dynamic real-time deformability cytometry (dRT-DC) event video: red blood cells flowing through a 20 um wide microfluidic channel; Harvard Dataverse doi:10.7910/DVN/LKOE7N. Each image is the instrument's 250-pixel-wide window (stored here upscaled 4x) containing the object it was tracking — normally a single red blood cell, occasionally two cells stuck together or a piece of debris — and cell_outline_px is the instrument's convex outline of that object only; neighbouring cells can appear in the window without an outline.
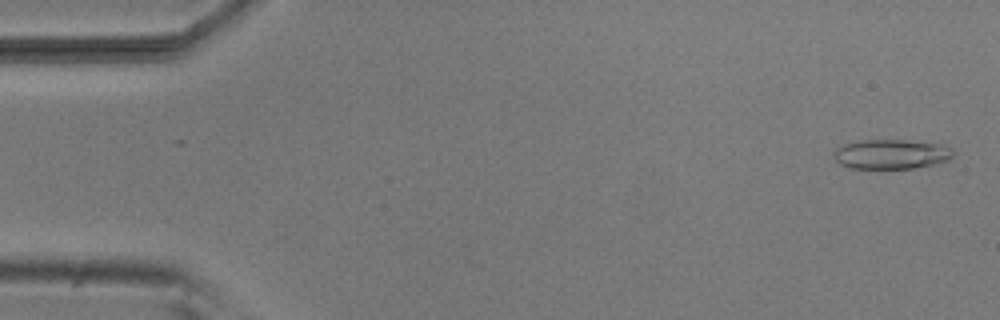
{"species": "common noctule bat (a hibernating species)", "species_latin": "Nyctalus noctula", "temperature_condition": "room temperature", "stored_images_in_passage": 10, "camera_frame_rate_fps": 3000, "um_per_image_px": 0.085, "animal": {"sex": "male", "body_mass_g": 20.5, "forearm_length_mm": 52.5}, "frame": {"image": 1, "passage_image": 2, "time_ms": 0.333, "image_size_px": [1000, 320], "cell_outline_px": [[956, 152], [948, 160], [932, 164], [912, 168], [848, 168], [840, 164], [836, 160], [836, 148], [844, 144], [860, 140], [908, 140], [940, 144], [952, 148]], "centroid_in_image_um": [75.78, 13.09], "position_along_channel_um": 9.2, "area_um2": 20.46}}